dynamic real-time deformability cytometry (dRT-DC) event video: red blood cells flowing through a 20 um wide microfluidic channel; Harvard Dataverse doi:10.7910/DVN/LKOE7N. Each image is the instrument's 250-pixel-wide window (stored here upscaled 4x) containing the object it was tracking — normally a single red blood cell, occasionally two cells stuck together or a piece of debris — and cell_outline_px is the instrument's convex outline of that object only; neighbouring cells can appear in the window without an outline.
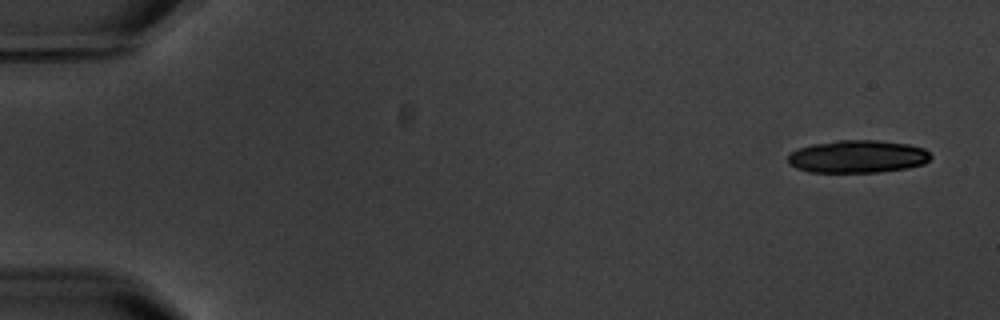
{"species": "common noctule bat (a hibernating species)", "species_latin": "Nyctalus noctula", "temperature_condition": "warm", "stored_images_in_passage": 6, "camera_frame_rate_fps": 3000, "um_per_image_px": 0.085, "animal": {"sex": "male", "body_mass_g": 20.1, "forearm_length_mm": 53.5}, "frame": {"image": 1, "passage_image": 1, "time_ms": 0.0, "image_size_px": [1000, 320], "cell_outline_px": [[932, 156], [924, 164], [908, 168], [876, 172], [808, 172], [796, 168], [788, 164], [788, 156], [792, 152], [800, 148], [812, 144], [840, 140], [880, 140], [908, 144], [924, 148]], "centroid_in_image_um": [72.9, 13.31], "position_along_channel_um": 12.1, "area_um2": 27.22}}